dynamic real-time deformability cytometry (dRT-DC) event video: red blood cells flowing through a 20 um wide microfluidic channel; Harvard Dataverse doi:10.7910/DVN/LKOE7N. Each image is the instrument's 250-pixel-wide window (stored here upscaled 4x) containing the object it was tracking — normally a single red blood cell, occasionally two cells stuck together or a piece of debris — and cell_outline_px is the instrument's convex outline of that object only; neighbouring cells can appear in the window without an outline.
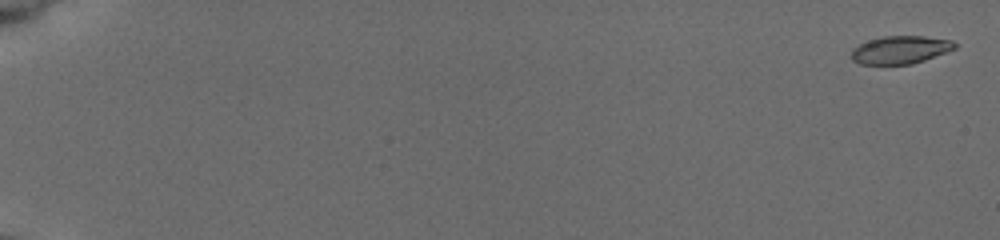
{"species": "common noctule bat (a hibernating species)", "species_latin": "Nyctalus noctula", "temperature_condition": "cold", "stored_images_in_passage": 20, "camera_frame_rate_fps": 3000, "um_per_image_px": 0.085, "animal": {"sex": "female", "body_mass_g": 19.5, "forearm_length_mm": 54.1}, "frame": {"image": 1, "passage_image": 1, "time_ms": 0.0, "image_size_px": [1000, 240], "cell_outline_px": [[956, 48], [924, 60], [912, 64], [860, 64], [852, 60], [852, 48], [868, 40], [884, 36], [924, 36], [952, 40], [956, 44]], "centroid_in_image_um": [76.52, 4.23], "position_along_channel_um": 8.5, "area_um2": 16.7}}
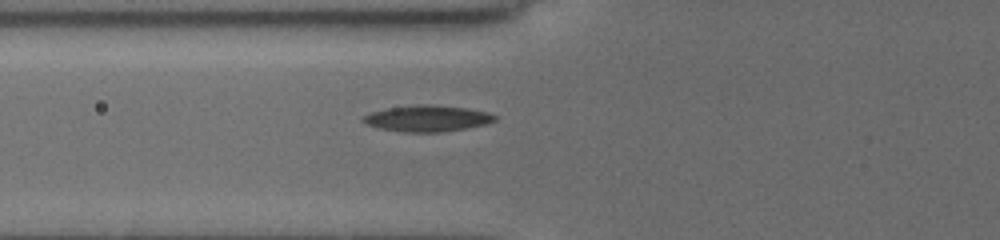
{"frame": {"image": 2, "passage_image": 17, "time_ms": 7.667, "image_size_px": [1000, 240], "cell_outline_px": [[496, 120], [484, 124], [464, 128], [440, 132], [404, 132], [380, 128], [368, 124], [360, 120], [360, 116], [384, 108], [416, 104], [432, 104], [468, 108], [488, 112], [496, 116]], "centroid_in_image_um": [36.27, 10.05], "position_along_channel_um": 89.5, "area_um2": 20.17}}
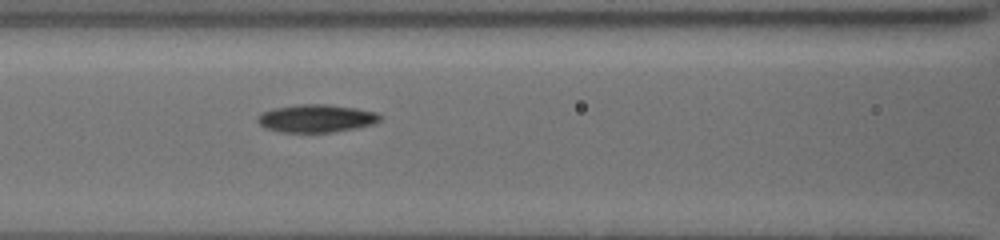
{"frame": {"image": 3, "passage_image": 20, "time_ms": 9.0, "image_size_px": [1000, 240], "cell_outline_px": [[380, 120], [372, 124], [356, 128], [332, 132], [280, 132], [264, 128], [256, 120], [256, 116], [260, 112], [272, 108], [296, 104], [328, 104], [356, 108], [376, 112], [380, 116]], "centroid_in_image_um": [26.81, 10.05], "position_along_channel_um": 139.8, "area_um2": 20.06}}